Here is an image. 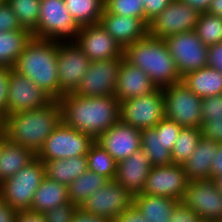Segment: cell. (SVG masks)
Returning a JSON list of instances; mask_svg holds the SVG:
<instances>
[{
    "mask_svg": "<svg viewBox=\"0 0 222 222\" xmlns=\"http://www.w3.org/2000/svg\"><path fill=\"white\" fill-rule=\"evenodd\" d=\"M58 101L62 121L95 140L120 120V102L114 95L87 97L69 93Z\"/></svg>",
    "mask_w": 222,
    "mask_h": 222,
    "instance_id": "obj_1",
    "label": "cell"
},
{
    "mask_svg": "<svg viewBox=\"0 0 222 222\" xmlns=\"http://www.w3.org/2000/svg\"><path fill=\"white\" fill-rule=\"evenodd\" d=\"M61 121V104L53 100L44 107L4 116L1 119V135L37 155Z\"/></svg>",
    "mask_w": 222,
    "mask_h": 222,
    "instance_id": "obj_2",
    "label": "cell"
},
{
    "mask_svg": "<svg viewBox=\"0 0 222 222\" xmlns=\"http://www.w3.org/2000/svg\"><path fill=\"white\" fill-rule=\"evenodd\" d=\"M58 42L32 37L13 69L28 77L53 100H59Z\"/></svg>",
    "mask_w": 222,
    "mask_h": 222,
    "instance_id": "obj_3",
    "label": "cell"
},
{
    "mask_svg": "<svg viewBox=\"0 0 222 222\" xmlns=\"http://www.w3.org/2000/svg\"><path fill=\"white\" fill-rule=\"evenodd\" d=\"M124 58L147 73L157 88H164L182 80L164 39L147 35L128 45L124 49Z\"/></svg>",
    "mask_w": 222,
    "mask_h": 222,
    "instance_id": "obj_4",
    "label": "cell"
},
{
    "mask_svg": "<svg viewBox=\"0 0 222 222\" xmlns=\"http://www.w3.org/2000/svg\"><path fill=\"white\" fill-rule=\"evenodd\" d=\"M45 176V165L36 157L0 184V198L16 211L31 210L34 194Z\"/></svg>",
    "mask_w": 222,
    "mask_h": 222,
    "instance_id": "obj_5",
    "label": "cell"
},
{
    "mask_svg": "<svg viewBox=\"0 0 222 222\" xmlns=\"http://www.w3.org/2000/svg\"><path fill=\"white\" fill-rule=\"evenodd\" d=\"M79 28L64 0H41L38 26L31 33L37 39L74 42Z\"/></svg>",
    "mask_w": 222,
    "mask_h": 222,
    "instance_id": "obj_6",
    "label": "cell"
},
{
    "mask_svg": "<svg viewBox=\"0 0 222 222\" xmlns=\"http://www.w3.org/2000/svg\"><path fill=\"white\" fill-rule=\"evenodd\" d=\"M94 142L91 135L71 128L61 121L46 138L36 157L41 161H49L85 156Z\"/></svg>",
    "mask_w": 222,
    "mask_h": 222,
    "instance_id": "obj_7",
    "label": "cell"
},
{
    "mask_svg": "<svg viewBox=\"0 0 222 222\" xmlns=\"http://www.w3.org/2000/svg\"><path fill=\"white\" fill-rule=\"evenodd\" d=\"M165 117L181 127L201 128L202 98L195 95L183 82L162 88Z\"/></svg>",
    "mask_w": 222,
    "mask_h": 222,
    "instance_id": "obj_8",
    "label": "cell"
},
{
    "mask_svg": "<svg viewBox=\"0 0 222 222\" xmlns=\"http://www.w3.org/2000/svg\"><path fill=\"white\" fill-rule=\"evenodd\" d=\"M165 118V103L162 88L148 95L120 102V120L137 129L154 128Z\"/></svg>",
    "mask_w": 222,
    "mask_h": 222,
    "instance_id": "obj_9",
    "label": "cell"
},
{
    "mask_svg": "<svg viewBox=\"0 0 222 222\" xmlns=\"http://www.w3.org/2000/svg\"><path fill=\"white\" fill-rule=\"evenodd\" d=\"M164 41L181 78L207 66L208 46L202 43L194 30L168 36Z\"/></svg>",
    "mask_w": 222,
    "mask_h": 222,
    "instance_id": "obj_10",
    "label": "cell"
},
{
    "mask_svg": "<svg viewBox=\"0 0 222 222\" xmlns=\"http://www.w3.org/2000/svg\"><path fill=\"white\" fill-rule=\"evenodd\" d=\"M182 202L204 222H222V193L214 179L190 181Z\"/></svg>",
    "mask_w": 222,
    "mask_h": 222,
    "instance_id": "obj_11",
    "label": "cell"
},
{
    "mask_svg": "<svg viewBox=\"0 0 222 222\" xmlns=\"http://www.w3.org/2000/svg\"><path fill=\"white\" fill-rule=\"evenodd\" d=\"M200 13L182 0H173L148 24V35L165 39L182 32L193 31Z\"/></svg>",
    "mask_w": 222,
    "mask_h": 222,
    "instance_id": "obj_12",
    "label": "cell"
},
{
    "mask_svg": "<svg viewBox=\"0 0 222 222\" xmlns=\"http://www.w3.org/2000/svg\"><path fill=\"white\" fill-rule=\"evenodd\" d=\"M90 63V59L75 42H58L59 99L64 94L76 91Z\"/></svg>",
    "mask_w": 222,
    "mask_h": 222,
    "instance_id": "obj_13",
    "label": "cell"
},
{
    "mask_svg": "<svg viewBox=\"0 0 222 222\" xmlns=\"http://www.w3.org/2000/svg\"><path fill=\"white\" fill-rule=\"evenodd\" d=\"M123 58L91 62L74 94L87 97L114 95Z\"/></svg>",
    "mask_w": 222,
    "mask_h": 222,
    "instance_id": "obj_14",
    "label": "cell"
},
{
    "mask_svg": "<svg viewBox=\"0 0 222 222\" xmlns=\"http://www.w3.org/2000/svg\"><path fill=\"white\" fill-rule=\"evenodd\" d=\"M132 203L133 195L116 180H109L103 187L93 192L80 208L86 213L108 218L114 222Z\"/></svg>",
    "mask_w": 222,
    "mask_h": 222,
    "instance_id": "obj_15",
    "label": "cell"
},
{
    "mask_svg": "<svg viewBox=\"0 0 222 222\" xmlns=\"http://www.w3.org/2000/svg\"><path fill=\"white\" fill-rule=\"evenodd\" d=\"M53 99L28 77L10 68L6 116L44 107Z\"/></svg>",
    "mask_w": 222,
    "mask_h": 222,
    "instance_id": "obj_16",
    "label": "cell"
},
{
    "mask_svg": "<svg viewBox=\"0 0 222 222\" xmlns=\"http://www.w3.org/2000/svg\"><path fill=\"white\" fill-rule=\"evenodd\" d=\"M183 165L169 164L152 167L141 193L164 196L182 201L188 186Z\"/></svg>",
    "mask_w": 222,
    "mask_h": 222,
    "instance_id": "obj_17",
    "label": "cell"
},
{
    "mask_svg": "<svg viewBox=\"0 0 222 222\" xmlns=\"http://www.w3.org/2000/svg\"><path fill=\"white\" fill-rule=\"evenodd\" d=\"M74 42L91 62L124 57V49L100 23L81 26Z\"/></svg>",
    "mask_w": 222,
    "mask_h": 222,
    "instance_id": "obj_18",
    "label": "cell"
},
{
    "mask_svg": "<svg viewBox=\"0 0 222 222\" xmlns=\"http://www.w3.org/2000/svg\"><path fill=\"white\" fill-rule=\"evenodd\" d=\"M95 141L119 163L141 148V130L119 120Z\"/></svg>",
    "mask_w": 222,
    "mask_h": 222,
    "instance_id": "obj_19",
    "label": "cell"
},
{
    "mask_svg": "<svg viewBox=\"0 0 222 222\" xmlns=\"http://www.w3.org/2000/svg\"><path fill=\"white\" fill-rule=\"evenodd\" d=\"M99 23L123 49L148 35L143 19L110 14L105 9Z\"/></svg>",
    "mask_w": 222,
    "mask_h": 222,
    "instance_id": "obj_20",
    "label": "cell"
},
{
    "mask_svg": "<svg viewBox=\"0 0 222 222\" xmlns=\"http://www.w3.org/2000/svg\"><path fill=\"white\" fill-rule=\"evenodd\" d=\"M152 168L149 158L142 148L117 163L115 180L131 195L140 194Z\"/></svg>",
    "mask_w": 222,
    "mask_h": 222,
    "instance_id": "obj_21",
    "label": "cell"
},
{
    "mask_svg": "<svg viewBox=\"0 0 222 222\" xmlns=\"http://www.w3.org/2000/svg\"><path fill=\"white\" fill-rule=\"evenodd\" d=\"M156 89L157 86L149 79L147 73L123 58L114 93L119 102L148 95Z\"/></svg>",
    "mask_w": 222,
    "mask_h": 222,
    "instance_id": "obj_22",
    "label": "cell"
},
{
    "mask_svg": "<svg viewBox=\"0 0 222 222\" xmlns=\"http://www.w3.org/2000/svg\"><path fill=\"white\" fill-rule=\"evenodd\" d=\"M217 150V143L201 137L189 159L183 163L188 181L211 178V166Z\"/></svg>",
    "mask_w": 222,
    "mask_h": 222,
    "instance_id": "obj_23",
    "label": "cell"
},
{
    "mask_svg": "<svg viewBox=\"0 0 222 222\" xmlns=\"http://www.w3.org/2000/svg\"><path fill=\"white\" fill-rule=\"evenodd\" d=\"M36 155L0 134V184L27 166Z\"/></svg>",
    "mask_w": 222,
    "mask_h": 222,
    "instance_id": "obj_24",
    "label": "cell"
},
{
    "mask_svg": "<svg viewBox=\"0 0 222 222\" xmlns=\"http://www.w3.org/2000/svg\"><path fill=\"white\" fill-rule=\"evenodd\" d=\"M181 82L202 99L222 94V73L209 66L184 75Z\"/></svg>",
    "mask_w": 222,
    "mask_h": 222,
    "instance_id": "obj_25",
    "label": "cell"
},
{
    "mask_svg": "<svg viewBox=\"0 0 222 222\" xmlns=\"http://www.w3.org/2000/svg\"><path fill=\"white\" fill-rule=\"evenodd\" d=\"M42 162L46 177L66 186L88 170L87 155Z\"/></svg>",
    "mask_w": 222,
    "mask_h": 222,
    "instance_id": "obj_26",
    "label": "cell"
},
{
    "mask_svg": "<svg viewBox=\"0 0 222 222\" xmlns=\"http://www.w3.org/2000/svg\"><path fill=\"white\" fill-rule=\"evenodd\" d=\"M69 202L67 186L45 176L34 194L31 211L44 213Z\"/></svg>",
    "mask_w": 222,
    "mask_h": 222,
    "instance_id": "obj_27",
    "label": "cell"
},
{
    "mask_svg": "<svg viewBox=\"0 0 222 222\" xmlns=\"http://www.w3.org/2000/svg\"><path fill=\"white\" fill-rule=\"evenodd\" d=\"M179 201L144 193L133 196V203L145 217L147 222H170L173 209Z\"/></svg>",
    "mask_w": 222,
    "mask_h": 222,
    "instance_id": "obj_28",
    "label": "cell"
},
{
    "mask_svg": "<svg viewBox=\"0 0 222 222\" xmlns=\"http://www.w3.org/2000/svg\"><path fill=\"white\" fill-rule=\"evenodd\" d=\"M32 37L29 30L0 32V66L13 68Z\"/></svg>",
    "mask_w": 222,
    "mask_h": 222,
    "instance_id": "obj_29",
    "label": "cell"
},
{
    "mask_svg": "<svg viewBox=\"0 0 222 222\" xmlns=\"http://www.w3.org/2000/svg\"><path fill=\"white\" fill-rule=\"evenodd\" d=\"M108 181L107 178L87 170L67 186L69 201L80 208L93 192L103 187Z\"/></svg>",
    "mask_w": 222,
    "mask_h": 222,
    "instance_id": "obj_30",
    "label": "cell"
},
{
    "mask_svg": "<svg viewBox=\"0 0 222 222\" xmlns=\"http://www.w3.org/2000/svg\"><path fill=\"white\" fill-rule=\"evenodd\" d=\"M141 148L146 153L152 167L173 163L171 151L165 148L161 133L155 128L141 130Z\"/></svg>",
    "mask_w": 222,
    "mask_h": 222,
    "instance_id": "obj_31",
    "label": "cell"
},
{
    "mask_svg": "<svg viewBox=\"0 0 222 222\" xmlns=\"http://www.w3.org/2000/svg\"><path fill=\"white\" fill-rule=\"evenodd\" d=\"M67 11L79 26L99 23L105 0H64Z\"/></svg>",
    "mask_w": 222,
    "mask_h": 222,
    "instance_id": "obj_32",
    "label": "cell"
},
{
    "mask_svg": "<svg viewBox=\"0 0 222 222\" xmlns=\"http://www.w3.org/2000/svg\"><path fill=\"white\" fill-rule=\"evenodd\" d=\"M87 158L89 171L95 172L108 180H115L117 162L96 141L90 146Z\"/></svg>",
    "mask_w": 222,
    "mask_h": 222,
    "instance_id": "obj_33",
    "label": "cell"
},
{
    "mask_svg": "<svg viewBox=\"0 0 222 222\" xmlns=\"http://www.w3.org/2000/svg\"><path fill=\"white\" fill-rule=\"evenodd\" d=\"M201 137V128L182 127L171 151L173 163L180 165L185 163Z\"/></svg>",
    "mask_w": 222,
    "mask_h": 222,
    "instance_id": "obj_34",
    "label": "cell"
},
{
    "mask_svg": "<svg viewBox=\"0 0 222 222\" xmlns=\"http://www.w3.org/2000/svg\"><path fill=\"white\" fill-rule=\"evenodd\" d=\"M194 31L206 46L222 42V17L209 12L200 13Z\"/></svg>",
    "mask_w": 222,
    "mask_h": 222,
    "instance_id": "obj_35",
    "label": "cell"
},
{
    "mask_svg": "<svg viewBox=\"0 0 222 222\" xmlns=\"http://www.w3.org/2000/svg\"><path fill=\"white\" fill-rule=\"evenodd\" d=\"M22 28L32 32L38 26L41 0H6Z\"/></svg>",
    "mask_w": 222,
    "mask_h": 222,
    "instance_id": "obj_36",
    "label": "cell"
},
{
    "mask_svg": "<svg viewBox=\"0 0 222 222\" xmlns=\"http://www.w3.org/2000/svg\"><path fill=\"white\" fill-rule=\"evenodd\" d=\"M104 9L110 14L140 18L145 21L142 0H105Z\"/></svg>",
    "mask_w": 222,
    "mask_h": 222,
    "instance_id": "obj_37",
    "label": "cell"
},
{
    "mask_svg": "<svg viewBox=\"0 0 222 222\" xmlns=\"http://www.w3.org/2000/svg\"><path fill=\"white\" fill-rule=\"evenodd\" d=\"M201 134L203 138L222 143V115L202 116Z\"/></svg>",
    "mask_w": 222,
    "mask_h": 222,
    "instance_id": "obj_38",
    "label": "cell"
},
{
    "mask_svg": "<svg viewBox=\"0 0 222 222\" xmlns=\"http://www.w3.org/2000/svg\"><path fill=\"white\" fill-rule=\"evenodd\" d=\"M154 128L157 130V133H161L165 148L172 151L174 143L178 138L182 127L176 122L171 121L165 117L160 122H158Z\"/></svg>",
    "mask_w": 222,
    "mask_h": 222,
    "instance_id": "obj_39",
    "label": "cell"
},
{
    "mask_svg": "<svg viewBox=\"0 0 222 222\" xmlns=\"http://www.w3.org/2000/svg\"><path fill=\"white\" fill-rule=\"evenodd\" d=\"M77 206L71 202L44 212L46 222H71Z\"/></svg>",
    "mask_w": 222,
    "mask_h": 222,
    "instance_id": "obj_40",
    "label": "cell"
},
{
    "mask_svg": "<svg viewBox=\"0 0 222 222\" xmlns=\"http://www.w3.org/2000/svg\"><path fill=\"white\" fill-rule=\"evenodd\" d=\"M13 30H28L19 24L16 14L7 2L0 5V32Z\"/></svg>",
    "mask_w": 222,
    "mask_h": 222,
    "instance_id": "obj_41",
    "label": "cell"
},
{
    "mask_svg": "<svg viewBox=\"0 0 222 222\" xmlns=\"http://www.w3.org/2000/svg\"><path fill=\"white\" fill-rule=\"evenodd\" d=\"M170 222H204L193 210L189 209L182 201L173 209Z\"/></svg>",
    "mask_w": 222,
    "mask_h": 222,
    "instance_id": "obj_42",
    "label": "cell"
},
{
    "mask_svg": "<svg viewBox=\"0 0 222 222\" xmlns=\"http://www.w3.org/2000/svg\"><path fill=\"white\" fill-rule=\"evenodd\" d=\"M201 115L202 116L222 115V94L202 99Z\"/></svg>",
    "mask_w": 222,
    "mask_h": 222,
    "instance_id": "obj_43",
    "label": "cell"
},
{
    "mask_svg": "<svg viewBox=\"0 0 222 222\" xmlns=\"http://www.w3.org/2000/svg\"><path fill=\"white\" fill-rule=\"evenodd\" d=\"M173 0H142L145 10V22L149 24Z\"/></svg>",
    "mask_w": 222,
    "mask_h": 222,
    "instance_id": "obj_44",
    "label": "cell"
},
{
    "mask_svg": "<svg viewBox=\"0 0 222 222\" xmlns=\"http://www.w3.org/2000/svg\"><path fill=\"white\" fill-rule=\"evenodd\" d=\"M10 68L0 66V118L6 116Z\"/></svg>",
    "mask_w": 222,
    "mask_h": 222,
    "instance_id": "obj_45",
    "label": "cell"
},
{
    "mask_svg": "<svg viewBox=\"0 0 222 222\" xmlns=\"http://www.w3.org/2000/svg\"><path fill=\"white\" fill-rule=\"evenodd\" d=\"M207 66L222 73V42L208 46Z\"/></svg>",
    "mask_w": 222,
    "mask_h": 222,
    "instance_id": "obj_46",
    "label": "cell"
},
{
    "mask_svg": "<svg viewBox=\"0 0 222 222\" xmlns=\"http://www.w3.org/2000/svg\"><path fill=\"white\" fill-rule=\"evenodd\" d=\"M114 222H147L145 217L137 208V206L132 203L128 208L123 210Z\"/></svg>",
    "mask_w": 222,
    "mask_h": 222,
    "instance_id": "obj_47",
    "label": "cell"
},
{
    "mask_svg": "<svg viewBox=\"0 0 222 222\" xmlns=\"http://www.w3.org/2000/svg\"><path fill=\"white\" fill-rule=\"evenodd\" d=\"M15 222H46V219L43 213L21 210L16 212Z\"/></svg>",
    "mask_w": 222,
    "mask_h": 222,
    "instance_id": "obj_48",
    "label": "cell"
},
{
    "mask_svg": "<svg viewBox=\"0 0 222 222\" xmlns=\"http://www.w3.org/2000/svg\"><path fill=\"white\" fill-rule=\"evenodd\" d=\"M71 222H112V221L108 218L86 213L81 208H77V210L74 212Z\"/></svg>",
    "mask_w": 222,
    "mask_h": 222,
    "instance_id": "obj_49",
    "label": "cell"
},
{
    "mask_svg": "<svg viewBox=\"0 0 222 222\" xmlns=\"http://www.w3.org/2000/svg\"><path fill=\"white\" fill-rule=\"evenodd\" d=\"M222 175V143H217V150L211 166V179Z\"/></svg>",
    "mask_w": 222,
    "mask_h": 222,
    "instance_id": "obj_50",
    "label": "cell"
},
{
    "mask_svg": "<svg viewBox=\"0 0 222 222\" xmlns=\"http://www.w3.org/2000/svg\"><path fill=\"white\" fill-rule=\"evenodd\" d=\"M16 210L0 198V222H15Z\"/></svg>",
    "mask_w": 222,
    "mask_h": 222,
    "instance_id": "obj_51",
    "label": "cell"
},
{
    "mask_svg": "<svg viewBox=\"0 0 222 222\" xmlns=\"http://www.w3.org/2000/svg\"><path fill=\"white\" fill-rule=\"evenodd\" d=\"M185 4L197 10L199 13H205L208 11L212 0H182Z\"/></svg>",
    "mask_w": 222,
    "mask_h": 222,
    "instance_id": "obj_52",
    "label": "cell"
},
{
    "mask_svg": "<svg viewBox=\"0 0 222 222\" xmlns=\"http://www.w3.org/2000/svg\"><path fill=\"white\" fill-rule=\"evenodd\" d=\"M207 12L222 17V0H212Z\"/></svg>",
    "mask_w": 222,
    "mask_h": 222,
    "instance_id": "obj_53",
    "label": "cell"
},
{
    "mask_svg": "<svg viewBox=\"0 0 222 222\" xmlns=\"http://www.w3.org/2000/svg\"><path fill=\"white\" fill-rule=\"evenodd\" d=\"M218 190L222 193V175L215 179Z\"/></svg>",
    "mask_w": 222,
    "mask_h": 222,
    "instance_id": "obj_54",
    "label": "cell"
},
{
    "mask_svg": "<svg viewBox=\"0 0 222 222\" xmlns=\"http://www.w3.org/2000/svg\"><path fill=\"white\" fill-rule=\"evenodd\" d=\"M5 2H6V0H0V5L5 3Z\"/></svg>",
    "mask_w": 222,
    "mask_h": 222,
    "instance_id": "obj_55",
    "label": "cell"
}]
</instances>
